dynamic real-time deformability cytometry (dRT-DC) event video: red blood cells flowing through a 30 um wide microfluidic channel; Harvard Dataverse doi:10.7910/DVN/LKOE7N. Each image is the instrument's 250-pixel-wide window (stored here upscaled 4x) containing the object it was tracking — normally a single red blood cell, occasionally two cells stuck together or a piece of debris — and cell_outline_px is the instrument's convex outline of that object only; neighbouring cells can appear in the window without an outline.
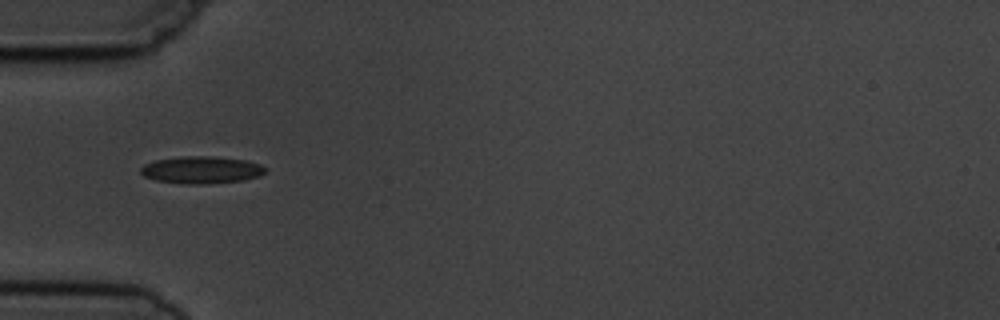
{"species": "common noctule bat (a hibernating species)", "species_latin": "Nyctalus noctula", "temperature_condition": "cold", "stored_images_in_passage": 3, "camera_frame_rate_fps": 3000, "um_per_image_px": 0.085, "animal": {"sex": "male", "body_mass_g": 19.5, "forearm_length_mm": 54.6}, "frame": {"image": 1, "passage_image": 3, "time_ms": 2.333, "image_size_px": [1000, 320], "cell_outline_px": [[264, 172], [256, 176], [244, 180], [208, 184], [184, 184], [156, 180], [144, 176], [140, 172], [140, 168], [144, 164], [156, 160], [180, 156], [212, 156], [248, 160], [260, 164], [264, 168]], "centroid_in_image_um": [17.09, 14.44], "position_along_channel_um": 67.9, "area_um2": 19.77}}